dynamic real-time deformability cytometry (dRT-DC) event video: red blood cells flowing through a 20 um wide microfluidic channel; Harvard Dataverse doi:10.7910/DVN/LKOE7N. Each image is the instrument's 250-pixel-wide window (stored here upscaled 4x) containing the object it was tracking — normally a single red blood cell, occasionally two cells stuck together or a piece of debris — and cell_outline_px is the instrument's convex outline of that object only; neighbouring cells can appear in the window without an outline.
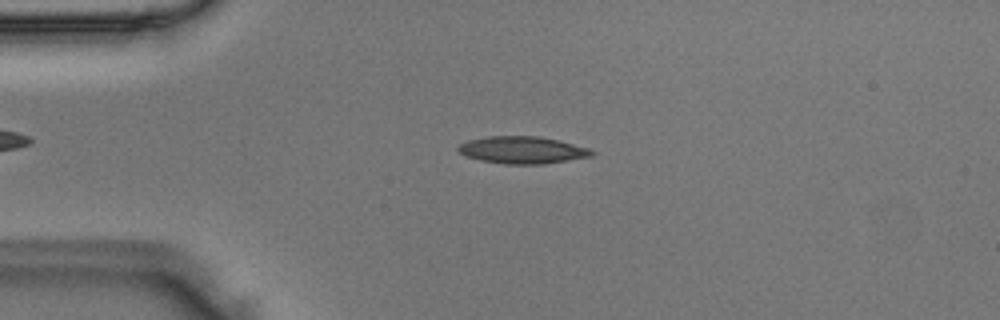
{"species": "Egyptian fruit bat (a non-hibernating species)", "species_latin": "Rousettus aegyptiacus", "temperature_condition": "room temperature", "stored_images_in_passage": 49, "camera_frame_rate_fps": 3000, "um_per_image_px": 0.085, "animal": {"sex": "male"}, "frame": {"image": 1, "passage_image": 11, "time_ms": 3.333, "image_size_px": [1000, 320], "cell_outline_px": [[596, 152], [592, 156], [544, 164], [504, 164], [480, 160], [468, 156], [460, 152], [456, 148], [460, 144], [468, 140], [488, 136], [536, 136], [560, 140], [588, 148]], "centroid_in_image_um": [44.42, 12.75], "position_along_channel_um": 40.6, "area_um2": 21.1}}
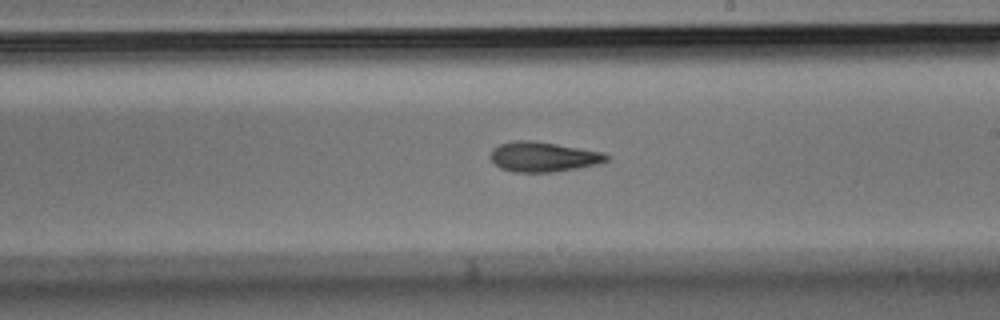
{"frame": {"image": 2, "passage_image": 28, "time_ms": 9.0, "image_size_px": [1000, 320], "cell_outline_px": [[612, 156], [608, 160], [600, 164], [552, 172], [512, 172], [500, 168], [488, 156], [492, 148], [500, 144], [516, 140], [532, 140], [604, 152]], "centroid_in_image_um": [46.18, 13.33], "position_along_channel_um": 242.8, "area_um2": 20.4}}
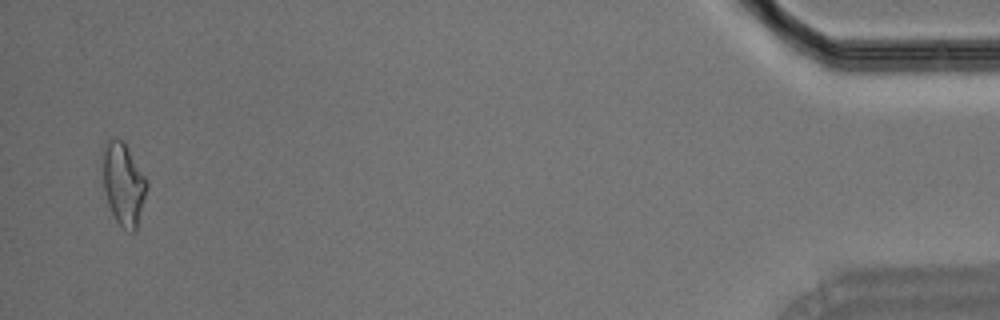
{"frame": {"image": 3, "passage_image": 48, "time_ms": 15.667, "image_size_px": [1000, 320], "cell_outline_px": [[148, 184], [136, 232], [132, 232], [124, 228], [116, 220], [108, 204], [104, 188], [104, 152], [108, 140], [124, 140], [148, 180]], "centroid_in_image_um": [10.54, 15.66], "position_along_channel_um": 424.7, "area_um2": 20.75}}